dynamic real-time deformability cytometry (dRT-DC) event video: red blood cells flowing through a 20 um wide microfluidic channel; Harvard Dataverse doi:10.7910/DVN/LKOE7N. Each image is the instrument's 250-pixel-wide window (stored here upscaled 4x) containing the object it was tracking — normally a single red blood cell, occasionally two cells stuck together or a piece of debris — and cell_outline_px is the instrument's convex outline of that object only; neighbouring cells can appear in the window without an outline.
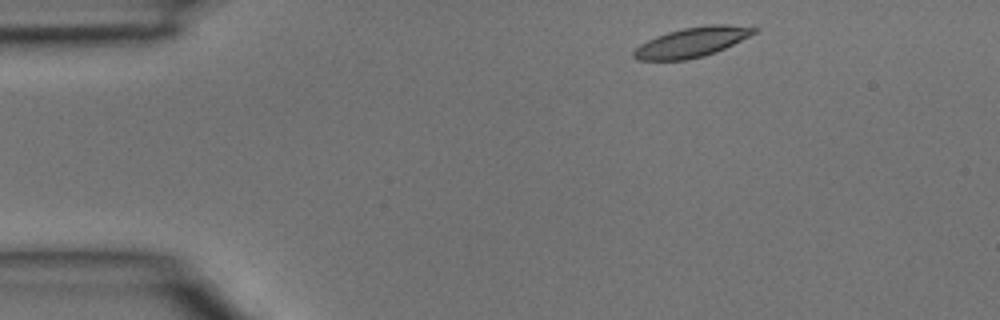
{"species": "common noctule bat (a hibernating species)", "species_latin": "Nyctalus noctula", "temperature_condition": "room temperature", "stored_images_in_passage": 3, "camera_frame_rate_fps": 3000, "um_per_image_px": 0.085, "animal": {"sex": "male", "body_mass_g": 15.6}, "frame": {"image": 1, "passage_image": 1, "time_ms": 0.0, "image_size_px": [1000, 320], "cell_outline_px": [[760, 28], [756, 32], [716, 52], [704, 56], [688, 60], [636, 60], [632, 56], [632, 52], [640, 44], [656, 36], [668, 32], [684, 28], [708, 24], [728, 24]], "centroid_in_image_um": [58.79, 3.59], "position_along_channel_um": 26.2, "area_um2": 20.81}}
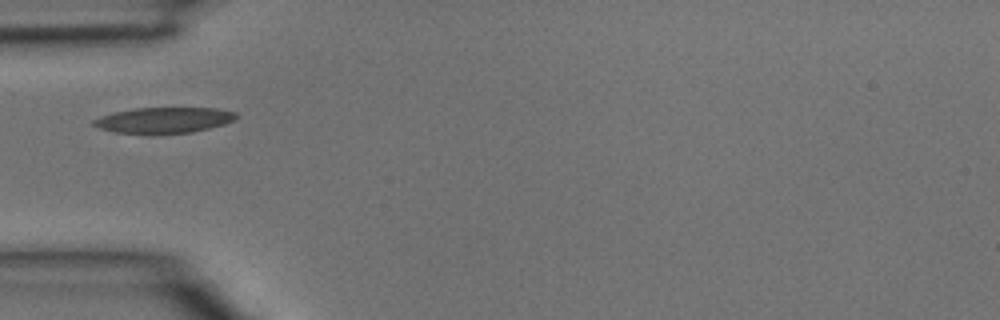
{"frame": {"image": 2, "passage_image": 3, "time_ms": 0.667, "image_size_px": [1000, 320], "cell_outline_px": [[240, 116], [236, 120], [224, 124], [192, 132], [152, 136], [112, 132], [100, 128], [92, 124], [92, 120], [100, 116], [132, 108], [216, 108], [236, 112]], "centroid_in_image_um": [13.92, 10.24], "position_along_channel_um": 71.1, "area_um2": 22.14}}